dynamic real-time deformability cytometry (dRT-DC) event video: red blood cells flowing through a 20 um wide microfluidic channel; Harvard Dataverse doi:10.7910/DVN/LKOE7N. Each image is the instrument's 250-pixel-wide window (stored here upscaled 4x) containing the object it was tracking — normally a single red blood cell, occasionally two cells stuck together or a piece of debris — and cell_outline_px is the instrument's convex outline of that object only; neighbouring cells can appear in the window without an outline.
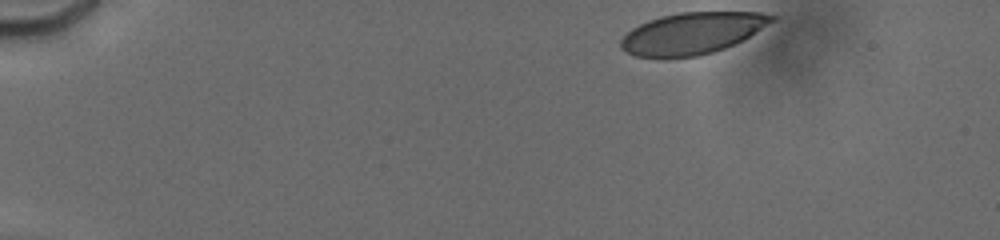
{"species": "human", "species_latin": "Homo sapiens", "temperature_condition": "cold", "stored_images_in_passage": 50, "camera_frame_rate_fps": 3000, "um_per_image_px": 0.085, "donor": {"sex": "male"}, "frame": {"image": 1, "passage_image": 1, "time_ms": 0.0, "image_size_px": [1000, 240], "cell_outline_px": [[776, 20], [748, 36], [724, 48], [712, 52], [696, 56], [668, 60], [636, 56], [620, 48], [620, 40], [632, 28], [648, 20], [660, 16], [680, 12], [760, 12], [776, 16]], "centroid_in_image_um": [58.78, 2.85], "position_along_channel_um": 26.2, "area_um2": 36.82}}
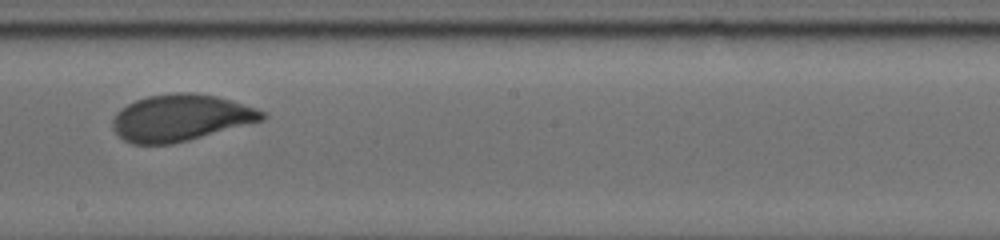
{"frame": {"image": 2, "passage_image": 34, "time_ms": 8.333, "image_size_px": [1000, 240], "cell_outline_px": [[268, 116], [264, 120], [188, 140], [172, 144], [132, 144], [124, 140], [112, 128], [112, 120], [116, 112], [120, 108], [136, 100], [148, 96], [176, 92], [192, 92], [216, 96], [256, 108], [268, 112]], "centroid_in_image_um": [15.36, 10.01], "position_along_channel_um": 232.8, "area_um2": 40.63}}
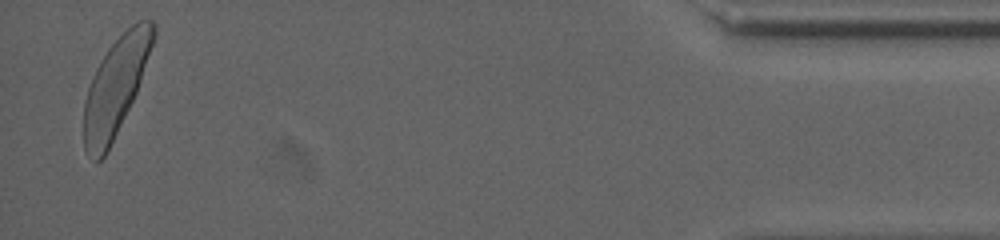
{"frame": {"image": 3, "passage_image": 50, "time_ms": 15.333, "image_size_px": [1000, 240], "cell_outline_px": [[156, 36], [136, 92], [104, 156], [100, 160], [96, 160], [88, 156], [84, 148], [84, 100], [92, 76], [96, 68], [108, 48], [132, 24], [140, 20], [152, 20], [156, 24]], "centroid_in_image_um": [9.83, 7.31], "position_along_channel_um": 425.4, "area_um2": 38.55}, "authors_computed_cell_mechanics": {"area_um2": 39.8531, "velocity_mm_per_s": 3.7752, "shape_relaxation_time_tau1_ms": 3.3073, "shape_relaxation_time_tau2_ms": null, "deformation_change_tau1": 0.1353, "deformation_change_tau2": null}}